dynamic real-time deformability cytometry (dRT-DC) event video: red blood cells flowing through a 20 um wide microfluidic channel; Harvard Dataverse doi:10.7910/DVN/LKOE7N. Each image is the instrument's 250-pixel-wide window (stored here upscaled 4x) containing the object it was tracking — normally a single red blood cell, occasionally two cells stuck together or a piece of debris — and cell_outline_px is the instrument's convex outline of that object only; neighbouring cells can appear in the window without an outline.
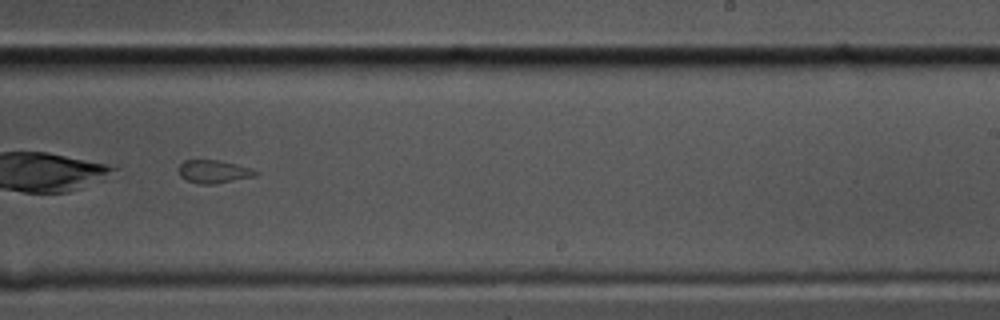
{"species": "common noctule bat (a hibernating species)", "species_latin": "Nyctalus noctula", "temperature_condition": "cold", "stored_images_in_passage": 54, "camera_frame_rate_fps": 3000, "um_per_image_px": 0.085, "animal": {"sex": "male", "body_mass_g": 17.5, "forearm_length_mm": 52.3}, "frame": {"image": 1, "passage_image": 34, "time_ms": 11.0, "image_size_px": [1000, 320], "cell_outline_px": [[260, 172], [256, 176], [216, 184], [200, 184], [184, 180], [180, 176], [180, 164], [184, 160], [220, 160], [236, 164]], "centroid_in_image_um": [18.16, 14.59], "position_along_channel_um": 270.8, "area_um2": 10.35}}
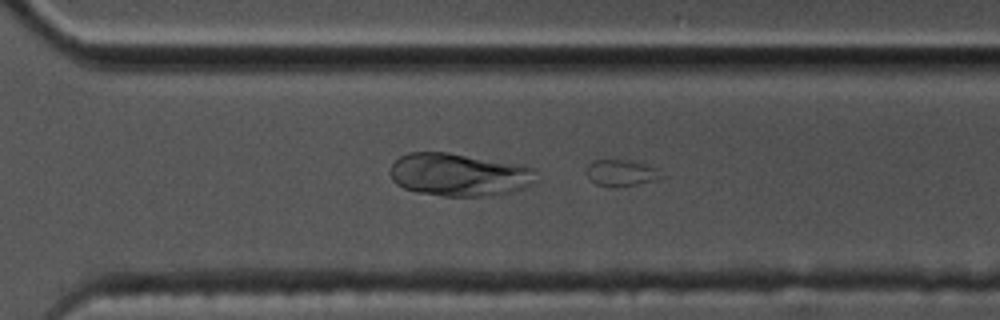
{"frame": {"image": 2, "passage_image": 38, "time_ms": 12.333, "image_size_px": [1000, 320], "cell_outline_px": [[664, 176], [652, 180], [636, 184], [616, 188], [608, 188], [596, 184], [588, 180], [588, 164], [592, 160], [628, 160], [644, 164], [656, 168]], "centroid_in_image_um": [52.74, 14.71], "position_along_channel_um": 317.9, "area_um2": 11.5}}